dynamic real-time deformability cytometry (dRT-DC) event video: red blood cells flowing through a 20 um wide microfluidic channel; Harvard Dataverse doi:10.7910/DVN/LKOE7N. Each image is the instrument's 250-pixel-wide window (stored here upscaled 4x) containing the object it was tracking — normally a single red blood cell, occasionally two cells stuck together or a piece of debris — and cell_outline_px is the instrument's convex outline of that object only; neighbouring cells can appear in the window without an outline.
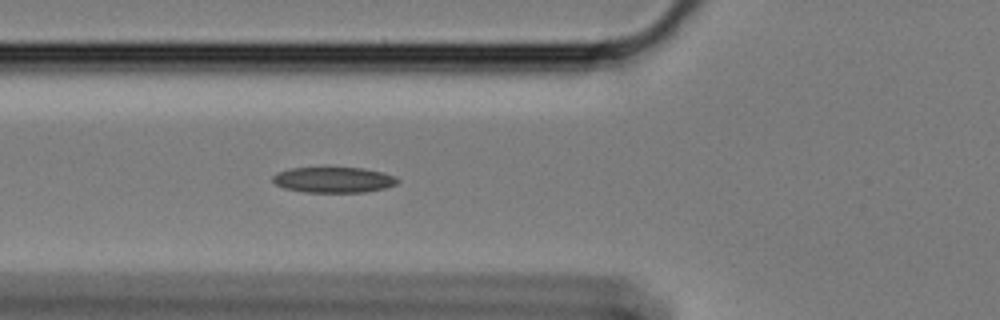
{"species": "Egyptian fruit bat (a non-hibernating species)", "species_latin": "Rousettus aegyptiacus", "temperature_condition": "cold", "stored_images_in_passage": 18, "camera_frame_rate_fps": 3000, "um_per_image_px": 0.085, "animal": {"sex": "female"}, "frame": {"image": 1, "passage_image": 8, "time_ms": 2.333, "image_size_px": [1000, 320], "cell_outline_px": [[400, 180], [396, 184], [384, 188], [368, 192], [304, 192], [284, 188], [276, 184], [272, 180], [272, 176], [276, 172], [288, 168], [364, 168], [384, 172], [396, 176]], "centroid_in_image_um": [28.36, 15.28], "position_along_channel_um": 97.4, "area_um2": 18.79}}